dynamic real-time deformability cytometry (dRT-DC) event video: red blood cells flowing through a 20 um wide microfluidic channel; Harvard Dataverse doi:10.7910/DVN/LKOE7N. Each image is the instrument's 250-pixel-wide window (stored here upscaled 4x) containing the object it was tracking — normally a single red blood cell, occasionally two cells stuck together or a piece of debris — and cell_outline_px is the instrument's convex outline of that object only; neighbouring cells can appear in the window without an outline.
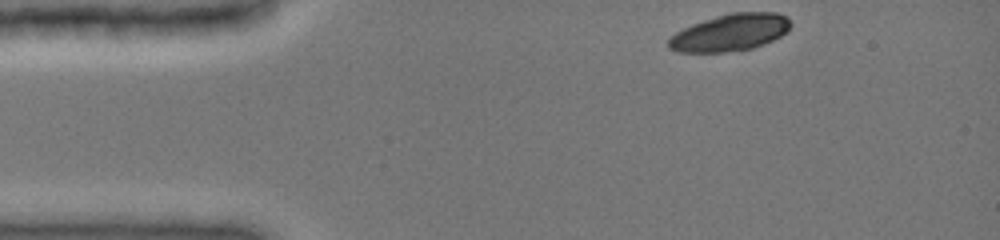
{"species": "common noctule bat (a hibernating species)", "species_latin": "Nyctalus noctula", "temperature_condition": "cold", "stored_images_in_passage": 39, "camera_frame_rate_fps": 3000, "um_per_image_px": 0.085, "animal": {"sex": "female", "body_mass_g": 19.0, "forearm_length_mm": 51.5}, "frame": {"image": 1, "passage_image": 1, "time_ms": 0.0, "image_size_px": [1000, 240], "cell_outline_px": [[792, 24], [788, 32], [764, 44], [752, 48], [724, 52], [676, 52], [668, 48], [668, 40], [676, 32], [692, 24], [728, 12], [776, 12], [788, 16]], "centroid_in_image_um": [62.09, 2.75], "position_along_channel_um": 22.9, "area_um2": 26.47}}
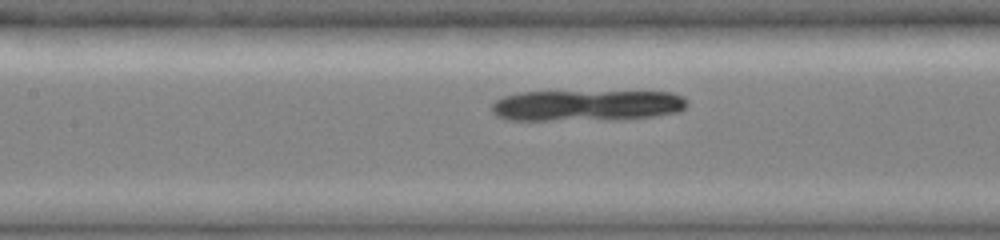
{"frame": {"image": 2, "passage_image": 16, "time_ms": 5.0, "image_size_px": [1000, 240], "cell_outline_px": [[688, 104], [680, 112], [652, 116], [616, 120], [504, 120], [496, 116], [492, 112], [492, 104], [496, 100], [504, 96], [520, 92], [672, 92], [684, 96], [688, 100]], "centroid_in_image_um": [49.88, 8.97], "position_along_channel_um": 157.5, "area_um2": 35.72}}
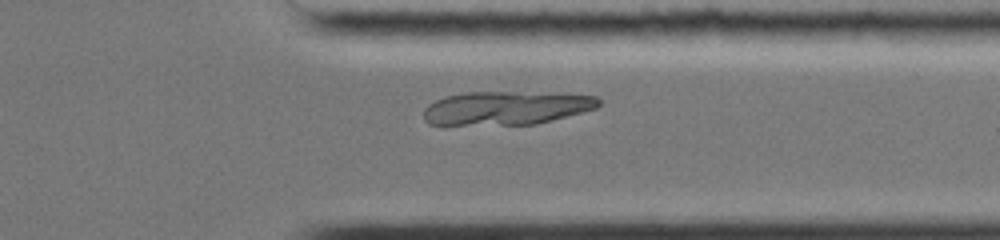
{"frame": {"image": 3, "passage_image": 32, "time_ms": 10.333, "image_size_px": [1000, 240], "cell_outline_px": [[600, 104], [596, 108], [552, 120], [536, 124], [428, 124], [424, 120], [424, 108], [428, 104], [444, 96], [468, 92], [508, 92], [596, 96], [600, 100]], "centroid_in_image_um": [42.97, 9.18], "position_along_channel_um": 368.4, "area_um2": 33.58}}